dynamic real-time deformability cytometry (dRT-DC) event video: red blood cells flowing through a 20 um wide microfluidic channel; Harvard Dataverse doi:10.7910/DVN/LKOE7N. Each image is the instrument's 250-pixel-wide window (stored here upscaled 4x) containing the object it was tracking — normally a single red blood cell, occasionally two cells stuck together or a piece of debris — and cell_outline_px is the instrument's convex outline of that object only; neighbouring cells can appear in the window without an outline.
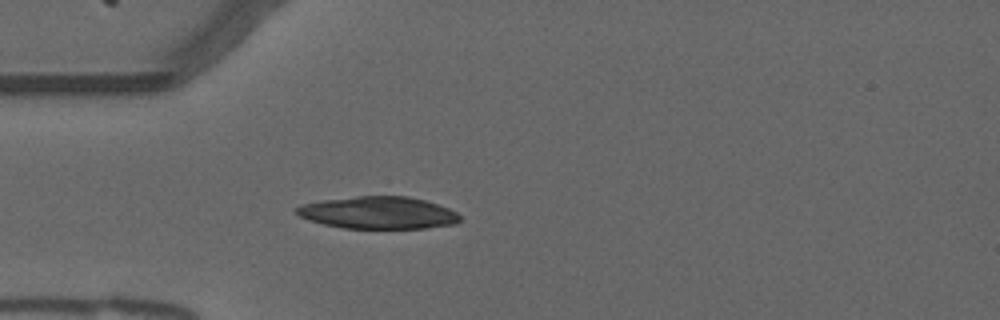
{"species": "common noctule bat (a hibernating species)", "species_latin": "Nyctalus noctula", "temperature_condition": "warm", "stored_images_in_passage": 26, "camera_frame_rate_fps": 3000, "um_per_image_px": 0.085, "animal": {"sex": "male", "forearm_length_mm": 52.5}, "frame": {"image": 1, "passage_image": 2, "time_ms": 0.333, "image_size_px": [1000, 320], "cell_outline_px": [[460, 220], [456, 224], [424, 228], [344, 228], [324, 224], [308, 220], [300, 216], [296, 212], [296, 208], [300, 204], [324, 200], [356, 196], [408, 196], [424, 200], [448, 208], [456, 212], [460, 216]], "centroid_in_image_um": [32.15, 18.08], "position_along_channel_um": 52.9, "area_um2": 30.58}}
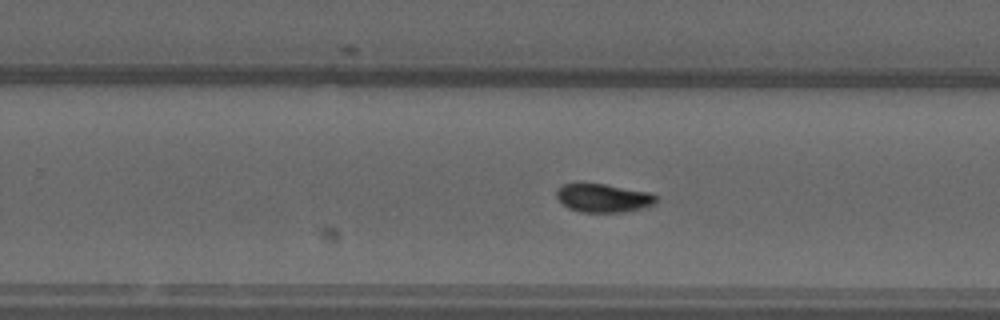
{"frame": {"image": 2, "passage_image": 17, "time_ms": 5.333, "image_size_px": [1000, 320], "cell_outline_px": [[660, 200], [656, 204], [644, 208], [624, 212], [580, 212], [568, 208], [556, 196], [556, 188], [564, 184], [604, 184], [652, 192]], "centroid_in_image_um": [51.35, 16.84], "position_along_channel_um": 278.4, "area_um2": 16.7}}
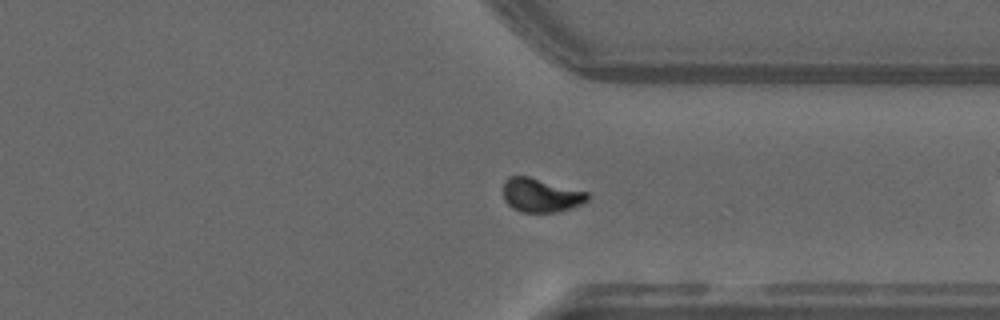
{"frame": {"image": 3, "passage_image": 24, "time_ms": 7.667, "image_size_px": [1000, 320], "cell_outline_px": [[588, 200], [572, 208], [556, 212], [520, 212], [512, 208], [504, 200], [504, 180], [508, 176], [528, 176], [588, 192]], "centroid_in_image_um": [45.95, 16.59], "position_along_channel_um": 365.5, "area_um2": 16.59}}